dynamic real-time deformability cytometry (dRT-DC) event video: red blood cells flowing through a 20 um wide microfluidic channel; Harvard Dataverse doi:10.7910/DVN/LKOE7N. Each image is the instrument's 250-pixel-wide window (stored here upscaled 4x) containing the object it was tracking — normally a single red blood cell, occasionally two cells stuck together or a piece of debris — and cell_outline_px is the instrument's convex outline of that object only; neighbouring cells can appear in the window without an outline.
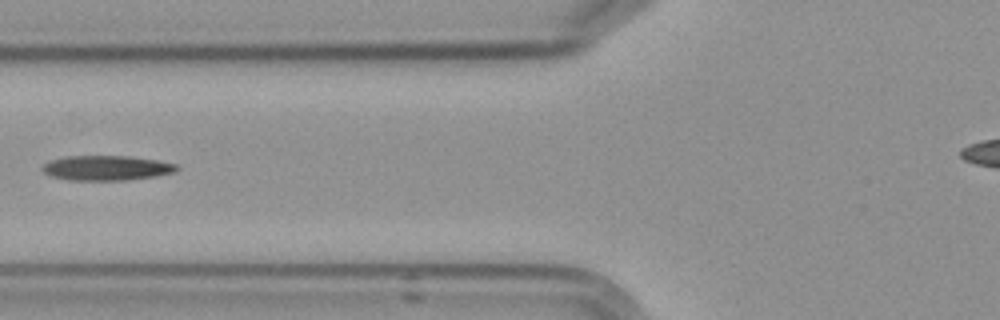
{"species": "Egyptian fruit bat (a non-hibernating species)", "species_latin": "Rousettus aegyptiacus", "temperature_condition": "cold", "stored_images_in_passage": 8, "camera_frame_rate_fps": 3000, "um_per_image_px": 0.085, "frame": {"image": 1, "passage_image": 8, "time_ms": 8.333, "image_size_px": [1000, 320], "cell_outline_px": [[180, 168], [176, 172], [128, 180], [68, 180], [52, 176], [44, 172], [40, 168], [44, 164], [52, 160], [68, 156], [132, 156], [160, 160], [176, 164]], "centroid_in_image_um": [9.09, 14.27], "position_along_channel_um": 116.7, "area_um2": 19.48}}